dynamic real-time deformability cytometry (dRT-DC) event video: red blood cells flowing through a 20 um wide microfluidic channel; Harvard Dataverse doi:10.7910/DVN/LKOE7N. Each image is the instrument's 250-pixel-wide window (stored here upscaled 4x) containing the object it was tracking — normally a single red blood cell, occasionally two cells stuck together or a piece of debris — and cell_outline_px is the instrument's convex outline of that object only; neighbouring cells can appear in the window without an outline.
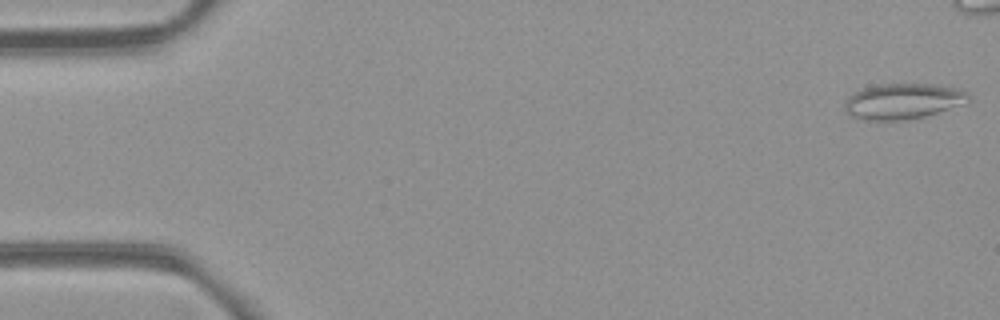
{"species": "common noctule bat (a hibernating species)", "species_latin": "Nyctalus noctula", "temperature_condition": "room temperature", "stored_images_in_passage": 6, "camera_frame_rate_fps": 3000, "um_per_image_px": 0.085, "animal": {"sex": "female", "body_mass_g": 21.9}, "frame": {"image": 1, "passage_image": 1, "time_ms": 0.0, "image_size_px": [1000, 320], "cell_outline_px": [[968, 100], [960, 104], [924, 116], [904, 120], [864, 120], [852, 116], [844, 108], [844, 100], [852, 92], [864, 88], [880, 84], [936, 84], [960, 88], [968, 92]], "centroid_in_image_um": [76.7, 8.59], "position_along_channel_um": 8.3, "area_um2": 25.55}}